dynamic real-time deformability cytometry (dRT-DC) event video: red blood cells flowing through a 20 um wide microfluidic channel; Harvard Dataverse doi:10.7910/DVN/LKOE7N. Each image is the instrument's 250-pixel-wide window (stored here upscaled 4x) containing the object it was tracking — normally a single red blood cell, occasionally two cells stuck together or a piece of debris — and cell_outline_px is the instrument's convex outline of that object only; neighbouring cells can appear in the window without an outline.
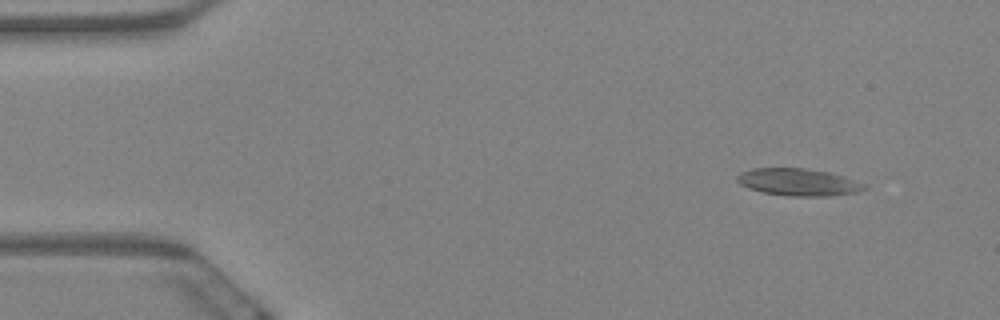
{"species": "Egyptian fruit bat (a non-hibernating species)", "species_latin": "Rousettus aegyptiacus", "temperature_condition": "warm", "stored_images_in_passage": 10, "camera_frame_rate_fps": 3000, "um_per_image_px": 0.085, "animal": {"sex": "female"}, "frame": {"image": 1, "passage_image": 1, "time_ms": 0.0, "image_size_px": [1000, 320], "cell_outline_px": [[868, 188], [856, 192], [828, 196], [788, 196], [764, 192], [748, 188], [740, 184], [736, 180], [736, 176], [740, 172], [752, 168], [804, 168], [828, 172], [844, 176], [864, 184]], "centroid_in_image_um": [67.82, 15.48], "position_along_channel_um": 17.2, "area_um2": 20.11}}
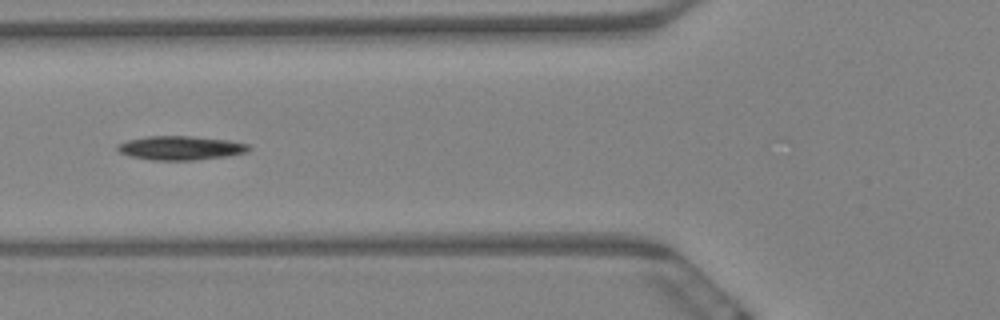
{"frame": {"image": 2, "passage_image": 6, "time_ms": 1.667, "image_size_px": [1000, 320], "cell_outline_px": [[252, 148], [248, 152], [228, 156], [196, 160], [152, 160], [128, 156], [120, 152], [116, 148], [116, 144], [128, 140], [148, 136], [192, 136], [228, 140], [248, 144]], "centroid_in_image_um": [15.35, 12.58], "position_along_channel_um": 110.4, "area_um2": 18.5}}
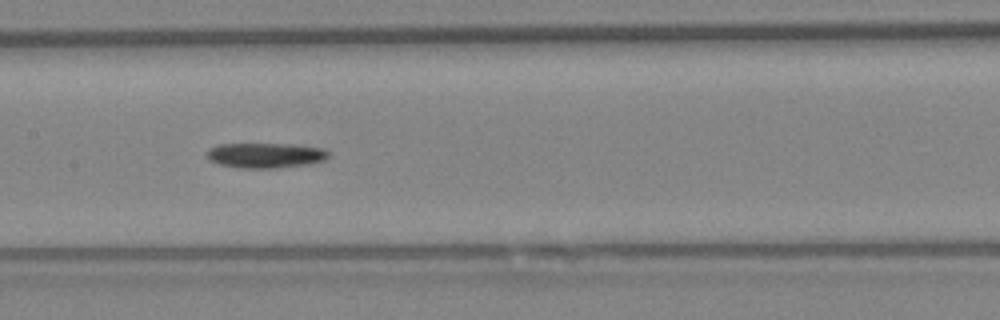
{"frame": {"image": 3, "passage_image": 8, "time_ms": 2.333, "image_size_px": [1000, 320], "cell_outline_px": [[328, 156], [324, 160], [312, 164], [272, 168], [240, 168], [220, 164], [208, 160], [208, 148], [220, 144], [288, 144], [324, 148], [328, 152]], "centroid_in_image_um": [22.57, 13.2], "position_along_channel_um": 184.8, "area_um2": 17.74}}